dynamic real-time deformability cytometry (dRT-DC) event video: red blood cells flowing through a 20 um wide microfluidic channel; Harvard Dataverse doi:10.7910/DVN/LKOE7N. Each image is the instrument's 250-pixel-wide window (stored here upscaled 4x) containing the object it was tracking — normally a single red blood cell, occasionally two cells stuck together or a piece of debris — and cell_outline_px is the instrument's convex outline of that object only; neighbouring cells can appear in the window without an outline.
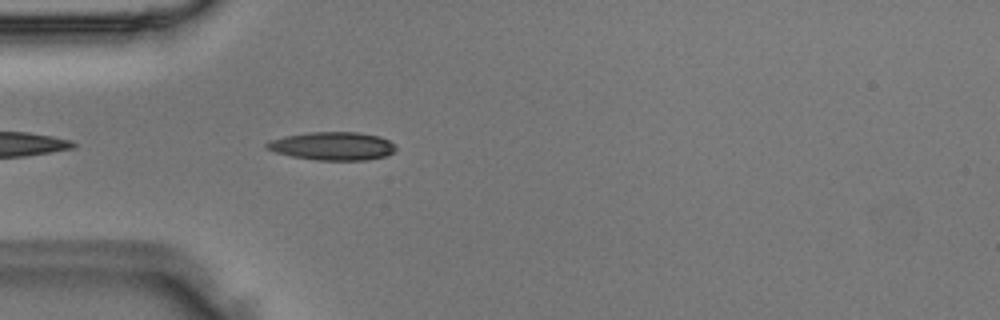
{"species": "Egyptian fruit bat (a non-hibernating species)", "species_latin": "Rousettus aegyptiacus", "temperature_condition": "room temperature", "stored_images_in_passage": 24, "camera_frame_rate_fps": 3000, "um_per_image_px": 0.085, "animal": {"sex": "male"}, "frame": {"image": 1, "passage_image": 3, "time_ms": 0.667, "image_size_px": [1000, 320], "cell_outline_px": [[396, 152], [388, 156], [368, 160], [316, 160], [292, 156], [276, 152], [264, 148], [264, 144], [268, 140], [284, 136], [308, 132], [356, 132], [380, 136], [396, 144]], "centroid_in_image_um": [28.28, 12.41], "position_along_channel_um": 56.7, "area_um2": 21.56}}
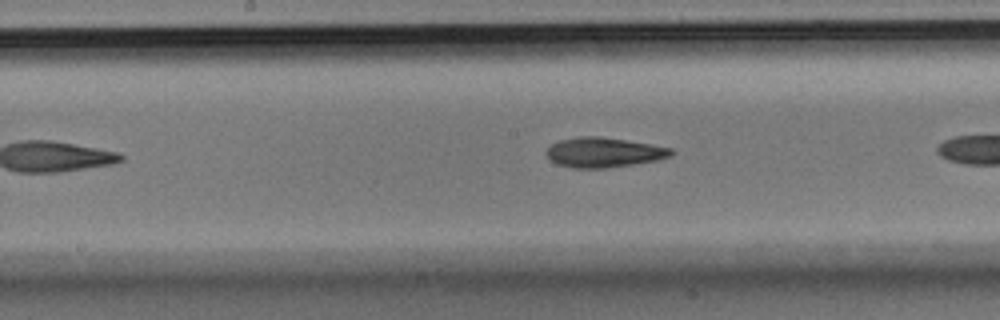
{"frame": {"image": 2, "passage_image": 11, "time_ms": 3.333, "image_size_px": [1000, 320], "cell_outline_px": [[676, 152], [672, 156], [656, 160], [632, 164], [604, 168], [572, 168], [556, 164], [544, 152], [552, 144], [560, 140], [580, 136], [600, 136], [628, 140], [652, 144], [672, 148]], "centroid_in_image_um": [51.34, 12.94], "position_along_channel_um": 196.9, "area_um2": 21.79}}
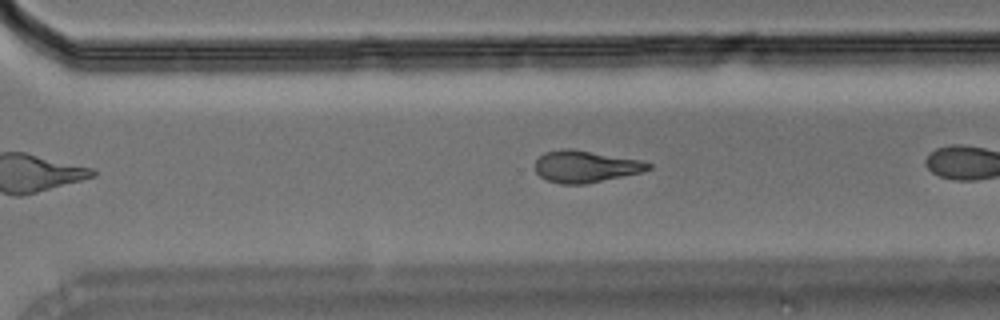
{"frame": {"image": 3, "passage_image": 20, "time_ms": 6.333, "image_size_px": [1000, 320], "cell_outline_px": [[652, 168], [640, 172], [624, 176], [584, 184], [560, 184], [548, 180], [540, 176], [536, 172], [536, 160], [544, 152], [560, 148], [568, 148], [640, 160], [652, 164]], "centroid_in_image_um": [49.74, 14.15], "position_along_channel_um": 320.9, "area_um2": 20.81}}